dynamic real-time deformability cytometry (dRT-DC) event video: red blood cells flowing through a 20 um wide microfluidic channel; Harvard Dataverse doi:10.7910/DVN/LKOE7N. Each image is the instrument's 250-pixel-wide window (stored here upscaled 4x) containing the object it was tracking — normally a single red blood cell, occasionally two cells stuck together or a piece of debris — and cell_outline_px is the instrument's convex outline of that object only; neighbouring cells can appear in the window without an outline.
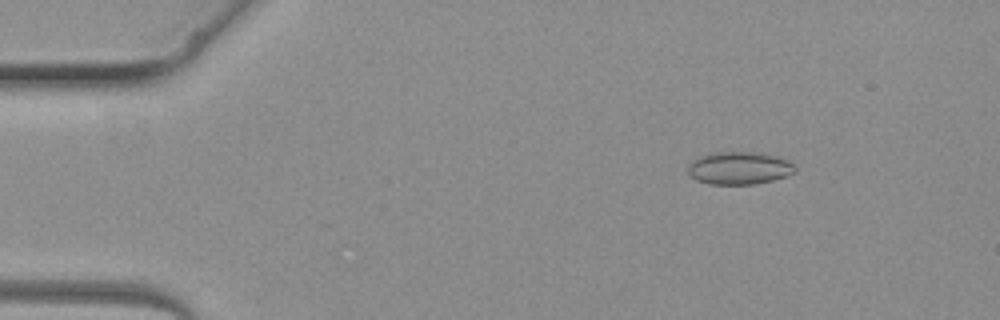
{"species": "common noctule bat (a hibernating species)", "species_latin": "Nyctalus noctula", "temperature_condition": "warm", "stored_images_in_passage": 3, "camera_frame_rate_fps": 3000, "um_per_image_px": 0.085, "animal": {"sex": "female", "body_mass_g": 19.3, "forearm_length_mm": 54.1}, "frame": {"image": 1, "passage_image": 3, "time_ms": 2.667, "image_size_px": [1000, 320], "cell_outline_px": [[796, 172], [772, 180], [752, 184], [708, 184], [696, 180], [688, 172], [688, 164], [692, 160], [700, 156], [712, 152], [764, 152], [788, 160], [796, 168]], "centroid_in_image_um": [62.82, 14.27], "position_along_channel_um": 22.2, "area_um2": 20.46}}